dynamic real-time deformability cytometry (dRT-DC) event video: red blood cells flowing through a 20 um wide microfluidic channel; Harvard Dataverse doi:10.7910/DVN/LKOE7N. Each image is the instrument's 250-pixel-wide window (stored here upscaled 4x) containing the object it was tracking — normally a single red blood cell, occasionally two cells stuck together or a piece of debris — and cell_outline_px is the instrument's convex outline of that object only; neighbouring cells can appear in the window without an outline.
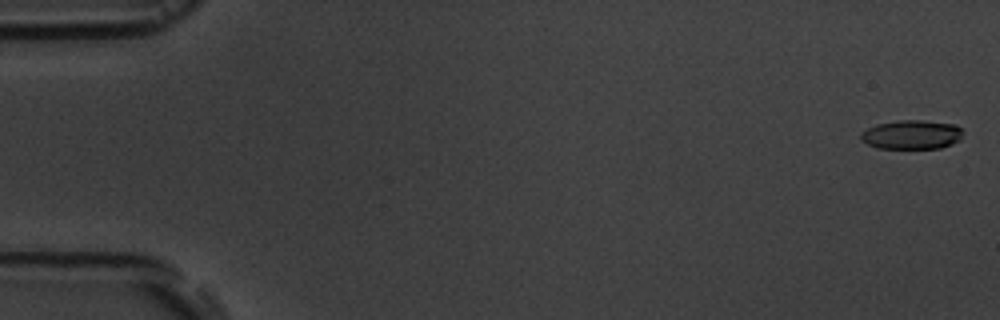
{"species": "common noctule bat (a hibernating species)", "species_latin": "Nyctalus noctula", "temperature_condition": "room temperature", "stored_images_in_passage": 7, "camera_frame_rate_fps": 3000, "um_per_image_px": 0.085, "animal": {"sex": "male", "body_mass_g": 19.5, "forearm_length_mm": 54.6}, "frame": {"image": 1, "passage_image": 1, "time_ms": 0.0, "image_size_px": [1000, 320], "cell_outline_px": [[960, 140], [952, 144], [940, 148], [876, 148], [860, 140], [860, 132], [876, 124], [900, 120], [920, 120], [956, 124], [960, 128]], "centroid_in_image_um": [77.45, 11.44], "position_along_channel_um": 7.5, "area_um2": 17.28}}
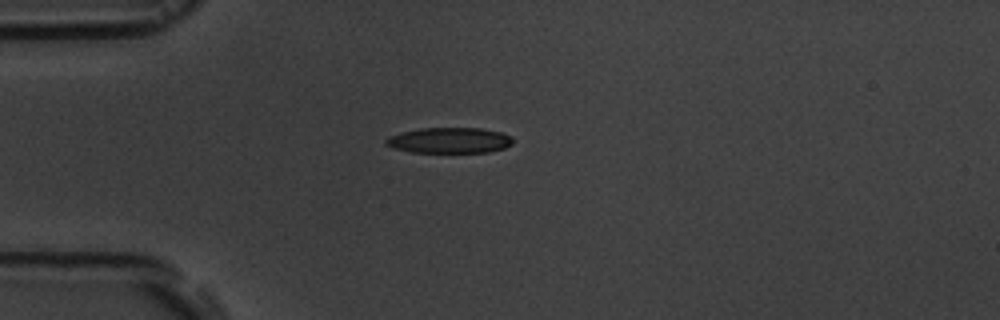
{"frame": {"image": 2, "passage_image": 5, "time_ms": 4.667, "image_size_px": [1000, 320], "cell_outline_px": [[512, 144], [504, 148], [488, 152], [412, 152], [396, 148], [384, 144], [384, 140], [388, 136], [400, 132], [420, 128], [480, 128], [500, 132], [512, 136]], "centroid_in_image_um": [38.18, 11.92], "position_along_channel_um": 46.8, "area_um2": 18.96}}
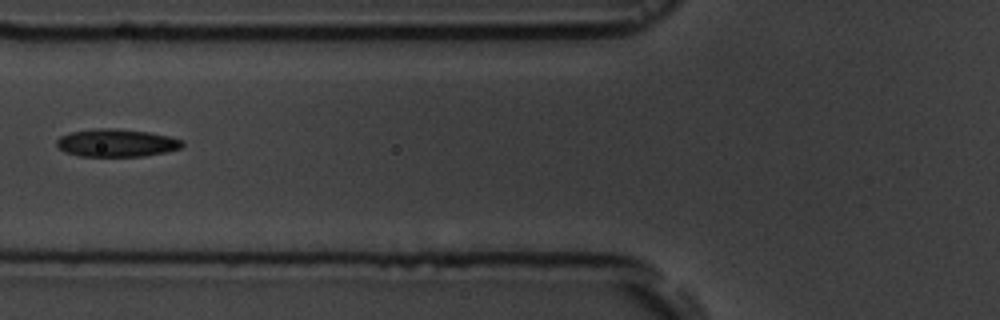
{"frame": {"image": 3, "passage_image": 7, "time_ms": 7.0, "image_size_px": [1000, 320], "cell_outline_px": [[184, 144], [180, 148], [164, 152], [144, 156], [80, 156], [64, 152], [56, 144], [56, 140], [60, 136], [72, 132], [96, 128], [112, 128], [148, 132], [168, 136], [184, 140]], "centroid_in_image_um": [9.89, 12.14], "position_along_channel_um": 115.9, "area_um2": 20.23}}